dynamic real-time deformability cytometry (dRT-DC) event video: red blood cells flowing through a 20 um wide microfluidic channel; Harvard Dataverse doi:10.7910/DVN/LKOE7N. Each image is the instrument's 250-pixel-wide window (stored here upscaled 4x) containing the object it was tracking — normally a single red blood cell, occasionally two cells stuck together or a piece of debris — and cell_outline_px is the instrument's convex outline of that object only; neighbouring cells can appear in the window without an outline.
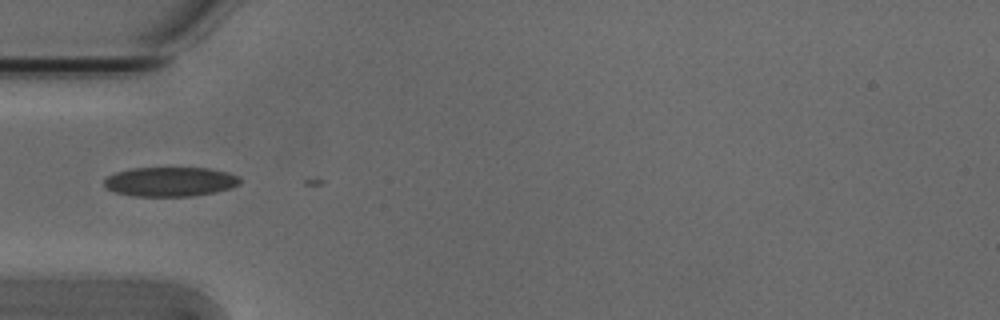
{"species": "Egyptian fruit bat (a non-hibernating species)", "species_latin": "Rousettus aegyptiacus", "temperature_condition": "cold", "stored_images_in_passage": 3, "camera_frame_rate_fps": 3000, "um_per_image_px": 0.085, "animal": {"sex": "male"}, "frame": {"image": 1, "passage_image": 1, "time_ms": 0.0, "image_size_px": [1000, 320], "cell_outline_px": [[240, 184], [232, 188], [216, 192], [192, 196], [132, 196], [116, 192], [108, 188], [104, 184], [104, 180], [108, 176], [116, 172], [132, 168], [208, 168], [228, 172], [240, 176]], "centroid_in_image_um": [14.51, 15.44], "position_along_channel_um": 70.5, "area_um2": 23.35}}